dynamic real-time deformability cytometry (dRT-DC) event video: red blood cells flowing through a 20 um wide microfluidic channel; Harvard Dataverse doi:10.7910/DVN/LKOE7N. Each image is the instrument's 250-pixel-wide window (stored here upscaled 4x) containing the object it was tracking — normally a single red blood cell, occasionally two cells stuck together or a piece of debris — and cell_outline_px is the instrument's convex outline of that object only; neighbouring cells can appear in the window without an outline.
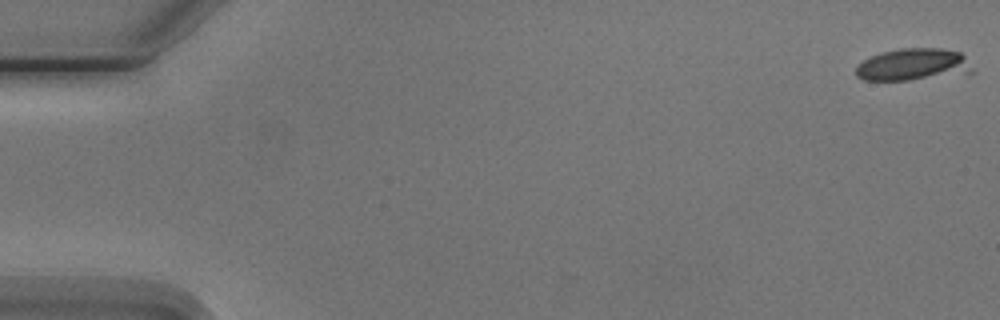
{"species": "Egyptian fruit bat (a non-hibernating species)", "species_latin": "Rousettus aegyptiacus", "temperature_condition": "cold", "stored_images_in_passage": 7, "camera_frame_rate_fps": 3000, "um_per_image_px": 0.085, "animal": {"sex": "male"}, "frame": {"image": 1, "passage_image": 1, "time_ms": 0.0, "image_size_px": [1000, 320], "cell_outline_px": [[976, 72], [908, 80], [864, 80], [856, 76], [856, 64], [880, 52], [900, 48], [940, 48], [960, 52], [964, 56]], "centroid_in_image_um": [77.6, 5.48], "position_along_channel_um": 7.4, "area_um2": 21.79}}